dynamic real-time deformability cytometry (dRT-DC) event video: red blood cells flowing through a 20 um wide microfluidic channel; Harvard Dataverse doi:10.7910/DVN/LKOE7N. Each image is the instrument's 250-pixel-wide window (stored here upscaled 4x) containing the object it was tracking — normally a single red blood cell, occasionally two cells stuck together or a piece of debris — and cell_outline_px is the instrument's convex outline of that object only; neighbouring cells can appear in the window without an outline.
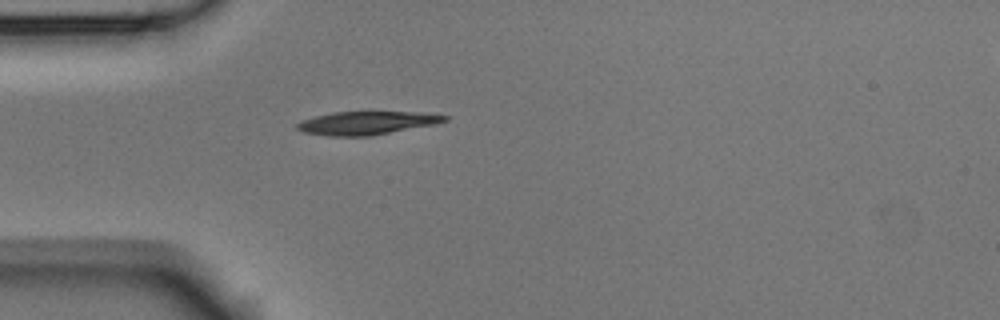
{"species": "Egyptian fruit bat (a non-hibernating species)", "species_latin": "Rousettus aegyptiacus", "temperature_condition": "room temperature", "stored_images_in_passage": 1, "camera_frame_rate_fps": 3000, "um_per_image_px": 0.085, "animal": {"sex": "male"}, "frame": {"image": 1, "passage_image": 1, "time_ms": 0.0, "image_size_px": [1000, 320], "cell_outline_px": [[448, 120], [436, 124], [368, 136], [328, 136], [304, 132], [296, 128], [296, 124], [300, 120], [332, 112], [420, 112], [448, 116]], "centroid_in_image_um": [31.15, 10.45], "position_along_channel_um": 53.9, "area_um2": 19.88}}